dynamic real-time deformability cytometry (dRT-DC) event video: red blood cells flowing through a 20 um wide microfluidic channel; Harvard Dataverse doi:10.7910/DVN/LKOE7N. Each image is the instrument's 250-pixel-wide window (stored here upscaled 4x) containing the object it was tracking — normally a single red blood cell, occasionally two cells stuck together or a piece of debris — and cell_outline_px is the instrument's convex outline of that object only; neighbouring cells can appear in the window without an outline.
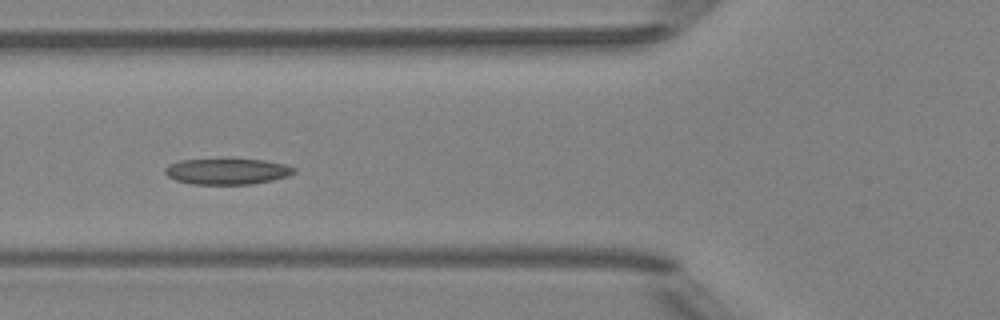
{"species": "Egyptian fruit bat (a non-hibernating species)", "species_latin": "Rousettus aegyptiacus", "temperature_condition": "room temperature", "stored_images_in_passage": 6, "camera_frame_rate_fps": 3000, "um_per_image_px": 0.085, "animal": {"sex": "female"}, "frame": {"image": 1, "passage_image": 6, "time_ms": 5.667, "image_size_px": [1000, 320], "cell_outline_px": [[296, 172], [288, 176], [272, 180], [252, 184], [192, 184], [176, 180], [168, 176], [164, 172], [164, 168], [168, 164], [180, 160], [264, 160], [284, 164], [296, 168]], "centroid_in_image_um": [19.31, 14.58], "position_along_channel_um": 106.5, "area_um2": 19.31}}